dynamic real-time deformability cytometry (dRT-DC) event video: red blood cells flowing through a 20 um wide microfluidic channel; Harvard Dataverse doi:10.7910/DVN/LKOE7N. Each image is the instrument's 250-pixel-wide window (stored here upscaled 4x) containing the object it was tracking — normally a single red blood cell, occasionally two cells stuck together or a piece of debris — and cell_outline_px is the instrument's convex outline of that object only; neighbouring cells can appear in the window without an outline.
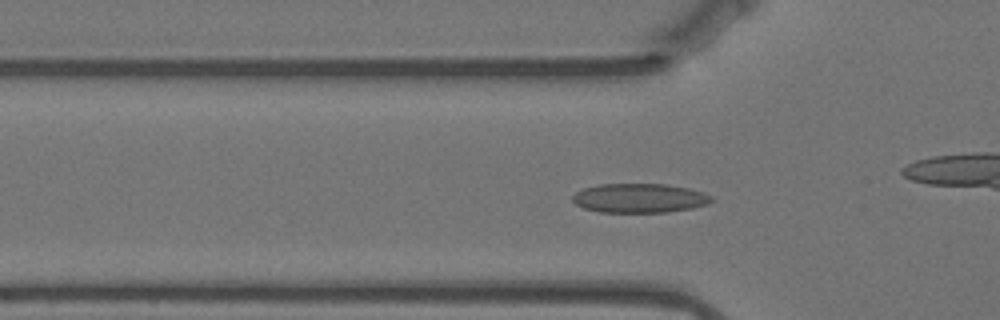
{"species": "Egyptian fruit bat (a non-hibernating species)", "species_latin": "Rousettus aegyptiacus", "temperature_condition": "warm", "stored_images_in_passage": 42, "camera_frame_rate_fps": 3000, "um_per_image_px": 0.085, "animal": {"sex": "female"}, "frame": {"image": 1, "passage_image": 2, "time_ms": 0.333, "image_size_px": [1000, 320], "cell_outline_px": [[716, 200], [708, 204], [692, 208], [668, 212], [600, 212], [584, 208], [576, 204], [572, 200], [572, 196], [576, 192], [584, 188], [600, 184], [668, 184], [688, 188], [704, 192], [712, 196]], "centroid_in_image_um": [54.4, 16.84], "position_along_channel_um": 71.4, "area_um2": 23.81}}
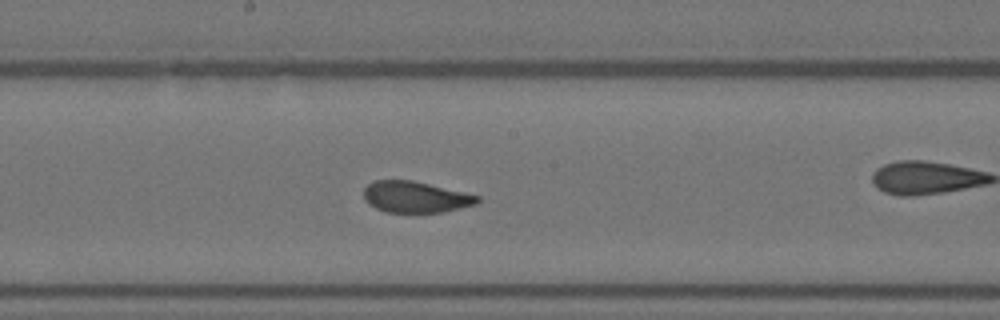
{"frame": {"image": 2, "passage_image": 14, "time_ms": 4.333, "image_size_px": [1000, 320], "cell_outline_px": [[480, 200], [476, 204], [444, 212], [388, 212], [376, 208], [368, 204], [364, 200], [364, 188], [368, 184], [376, 180], [412, 180], [464, 192], [480, 196]], "centroid_in_image_um": [35.31, 16.74], "position_along_channel_um": 212.9, "area_um2": 20.63}}
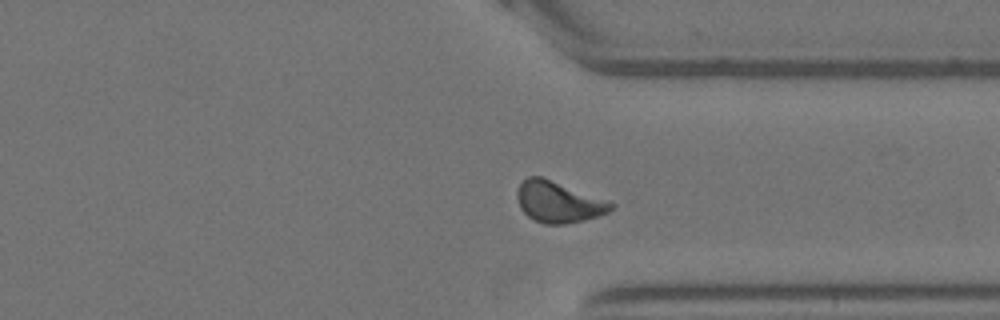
{"frame": {"image": 3, "passage_image": 27, "time_ms": 8.667, "image_size_px": [1000, 320], "cell_outline_px": [[616, 204], [608, 212], [584, 220], [564, 224], [544, 224], [528, 216], [520, 208], [516, 196], [516, 192], [520, 184], [528, 176], [540, 176], [612, 200]], "centroid_in_image_um": [47.5, 17.15], "position_along_channel_um": 363.9, "area_um2": 22.72}, "authors_computed_cell_mechanics": {"area_um2": 21.675, "velocity_mm_per_s": 3.5002, "shape_relaxation_time_tau1_ms": null, "shape_relaxation_time_tau2_ms": 0.8417, "deformation_change_tau1": null, "deformation_change_tau2": 0.067}}